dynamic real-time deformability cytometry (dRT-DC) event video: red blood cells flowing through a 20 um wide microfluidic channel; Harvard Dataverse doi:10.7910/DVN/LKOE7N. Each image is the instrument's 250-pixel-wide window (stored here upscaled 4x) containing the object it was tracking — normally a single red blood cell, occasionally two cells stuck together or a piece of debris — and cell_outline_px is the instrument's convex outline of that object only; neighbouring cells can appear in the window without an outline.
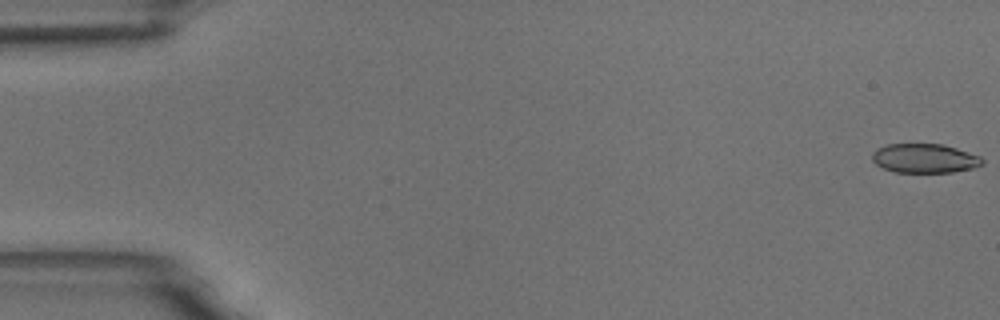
{"species": "common noctule bat (a hibernating species)", "species_latin": "Nyctalus noctula", "temperature_condition": "room temperature", "stored_images_in_passage": 10, "camera_frame_rate_fps": 3000, "um_per_image_px": 0.085, "animal": {"sex": "male", "body_mass_g": 18.8}, "frame": {"image": 1, "passage_image": 1, "time_ms": 0.0, "image_size_px": [1000, 320], "cell_outline_px": [[984, 164], [972, 168], [952, 172], [896, 172], [884, 168], [876, 164], [872, 160], [872, 152], [876, 148], [888, 144], [944, 144], [980, 156], [984, 160]], "centroid_in_image_um": [78.59, 13.45], "position_along_channel_um": 6.4, "area_um2": 18.73}}
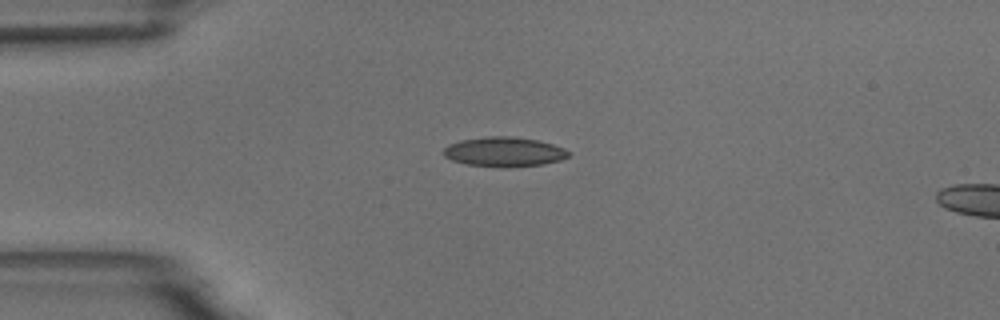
{"frame": {"image": 2, "passage_image": 4, "time_ms": 4.333, "image_size_px": [1000, 320], "cell_outline_px": [[568, 156], [560, 160], [544, 164], [504, 168], [500, 168], [468, 164], [452, 160], [444, 156], [444, 148], [448, 144], [460, 140], [488, 136], [512, 136], [536, 140], [552, 144], [564, 148], [568, 152]], "centroid_in_image_um": [42.83, 12.91], "position_along_channel_um": 42.2, "area_um2": 21.56}}